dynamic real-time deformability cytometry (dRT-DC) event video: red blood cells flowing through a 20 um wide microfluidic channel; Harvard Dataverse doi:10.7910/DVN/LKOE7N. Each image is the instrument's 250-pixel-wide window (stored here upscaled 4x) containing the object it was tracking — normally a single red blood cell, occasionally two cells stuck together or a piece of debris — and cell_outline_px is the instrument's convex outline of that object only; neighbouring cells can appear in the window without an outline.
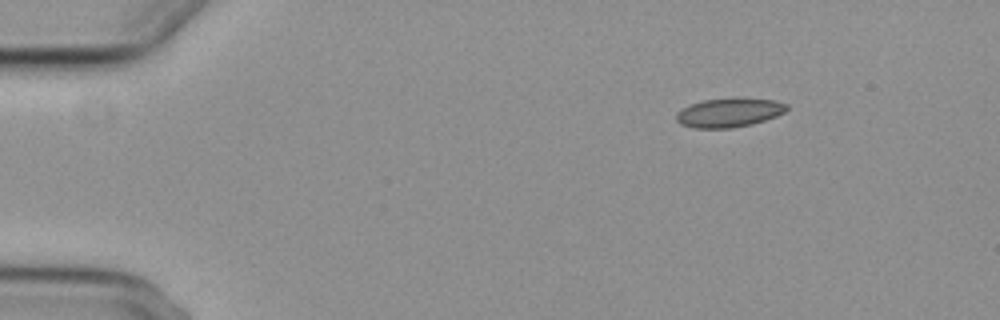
{"species": "common noctule bat (a hibernating species)", "species_latin": "Nyctalus noctula", "temperature_condition": "cold", "stored_images_in_passage": 50, "camera_frame_rate_fps": 3000, "um_per_image_px": 0.085, "animal": {"sex": "female", "body_mass_g": 29.2, "forearm_length_mm": 56.3}, "frame": {"image": 1, "passage_image": 1, "time_ms": 0.0, "image_size_px": [1000, 320], "cell_outline_px": [[788, 108], [784, 112], [776, 116], [752, 124], [732, 128], [692, 128], [680, 124], [676, 120], [676, 112], [692, 104], [704, 100], [732, 96], [740, 96], [776, 100], [788, 104]], "centroid_in_image_um": [62.0, 9.54], "position_along_channel_um": 23.0, "area_um2": 19.19}}
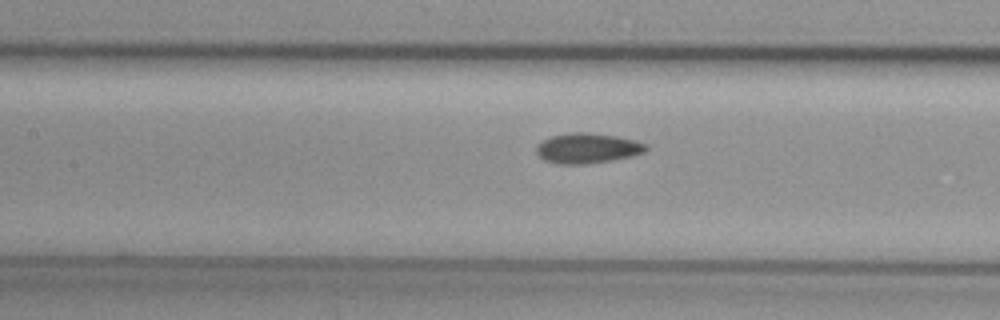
{"frame": {"image": 2, "passage_image": 19, "time_ms": 6.0, "image_size_px": [1000, 320], "cell_outline_px": [[648, 148], [644, 152], [632, 156], [612, 160], [584, 164], [556, 164], [544, 160], [536, 152], [536, 144], [552, 136], [572, 132], [584, 132], [616, 136], [636, 140], [648, 144]], "centroid_in_image_um": [49.94, 12.6], "position_along_channel_um": 157.5, "area_um2": 19.31}}
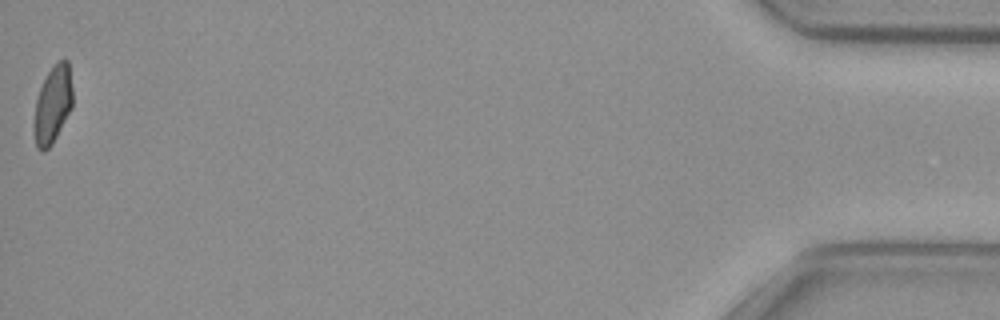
{"frame": {"image": 3, "passage_image": 49, "time_ms": 16.0, "image_size_px": [1000, 320], "cell_outline_px": [[72, 108], [52, 144], [44, 152], [36, 148], [32, 128], [32, 124], [36, 100], [40, 88], [48, 72], [60, 60], [68, 60], [72, 88]], "centroid_in_image_um": [4.45, 8.96], "position_along_channel_um": 430.7, "area_um2": 17.51}}